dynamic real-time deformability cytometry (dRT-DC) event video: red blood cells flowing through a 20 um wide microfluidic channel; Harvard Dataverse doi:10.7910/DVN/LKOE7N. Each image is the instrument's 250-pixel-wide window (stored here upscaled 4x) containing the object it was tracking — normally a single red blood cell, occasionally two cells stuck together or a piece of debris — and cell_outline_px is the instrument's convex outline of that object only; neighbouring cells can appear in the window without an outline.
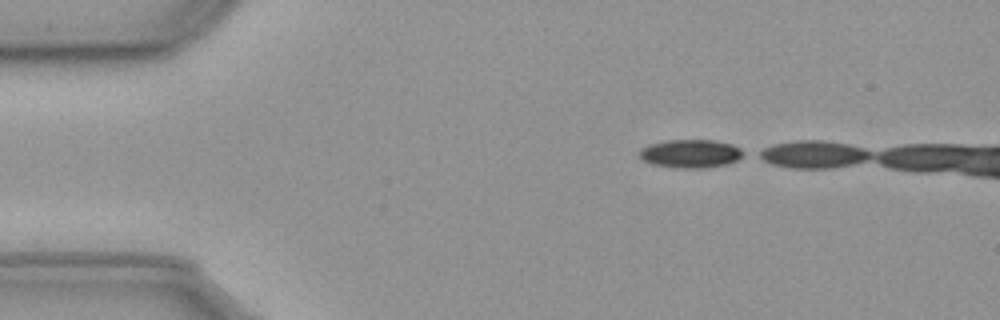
{"species": "common noctule bat (a hibernating species)", "species_latin": "Nyctalus noctula", "temperature_condition": "cold", "stored_images_in_passage": 5, "camera_frame_rate_fps": 3000, "um_per_image_px": 0.085, "animal": {"sex": "male", "body_mass_g": 23.1, "forearm_length_mm": 52.7}, "frame": {"image": 1, "passage_image": 1, "time_ms": 0.0, "image_size_px": [1000, 320], "cell_outline_px": [[748, 152], [744, 156], [728, 164], [696, 168], [684, 168], [652, 164], [644, 160], [636, 152], [640, 148], [648, 144], [664, 140], [712, 140], [732, 144]], "centroid_in_image_um": [58.7, 13.04], "position_along_channel_um": 26.3, "area_um2": 17.28}}